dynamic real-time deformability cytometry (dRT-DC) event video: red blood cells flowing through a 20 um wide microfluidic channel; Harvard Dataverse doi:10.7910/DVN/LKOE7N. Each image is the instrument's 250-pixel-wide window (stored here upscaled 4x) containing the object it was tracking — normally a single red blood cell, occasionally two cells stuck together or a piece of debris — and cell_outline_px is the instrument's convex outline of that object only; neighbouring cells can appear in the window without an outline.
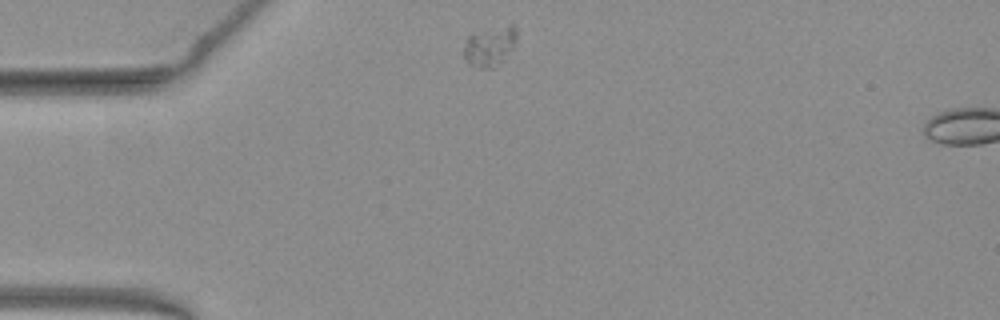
{"species": "common noctule bat (a hibernating species)", "species_latin": "Nyctalus noctula", "temperature_condition": "warm", "stored_images_in_passage": 4, "camera_frame_rate_fps": 3000, "um_per_image_px": 0.085, "animal": {"sex": "female", "body_mass_g": 19.3, "forearm_length_mm": 54.1}, "frame": {"image": 1, "passage_image": 1, "time_ms": 0.0, "image_size_px": [1000, 320], "cell_outline_px": [[516, 40], [512, 48], [504, 60], [492, 68], [480, 68], [468, 64], [464, 56], [464, 48], [468, 36], [512, 20], [516, 28]], "centroid_in_image_um": [41.68, 3.88], "position_along_channel_um": 43.3, "area_um2": 12.48}}